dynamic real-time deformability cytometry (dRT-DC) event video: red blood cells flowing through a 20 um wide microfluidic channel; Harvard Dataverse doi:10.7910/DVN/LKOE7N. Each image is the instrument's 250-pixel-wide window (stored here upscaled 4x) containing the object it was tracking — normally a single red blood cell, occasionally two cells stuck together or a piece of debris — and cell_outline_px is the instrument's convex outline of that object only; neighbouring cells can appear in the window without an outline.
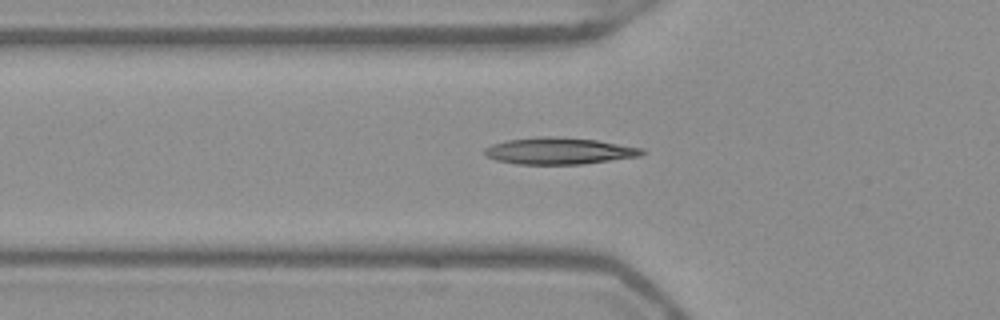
{"species": "Egyptian fruit bat (a non-hibernating species)", "species_latin": "Rousettus aegyptiacus", "temperature_condition": "warm", "stored_images_in_passage": 39, "camera_frame_rate_fps": 3000, "um_per_image_px": 0.085, "frame": {"image": 1, "passage_image": 10, "time_ms": 3.0, "image_size_px": [1000, 320], "cell_outline_px": [[648, 152], [640, 156], [580, 164], [516, 164], [496, 160], [484, 156], [484, 148], [492, 144], [508, 140], [536, 136], [548, 136], [596, 140], [644, 148]], "centroid_in_image_um": [47.51, 12.83], "position_along_channel_um": 78.3, "area_um2": 24.51}}
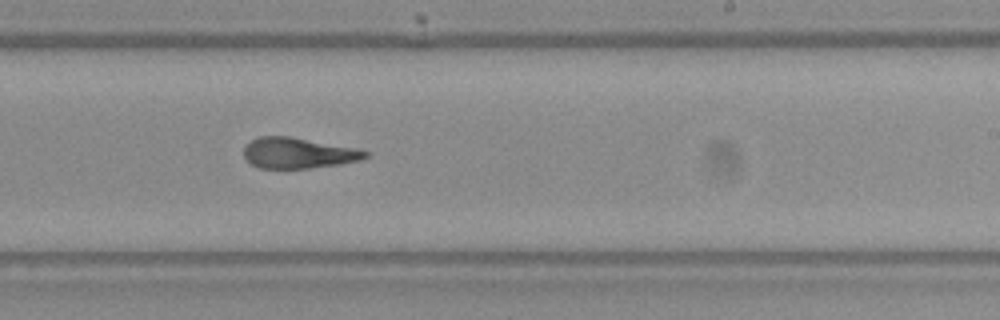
{"frame": {"image": 2, "passage_image": 24, "time_ms": 7.667, "image_size_px": [1000, 320], "cell_outline_px": [[368, 156], [360, 160], [340, 164], [308, 168], [260, 168], [252, 164], [244, 156], [244, 144], [260, 136], [292, 136], [356, 148], [368, 152]], "centroid_in_image_um": [25.34, 12.99], "position_along_channel_um": 263.7, "area_um2": 21.73}}
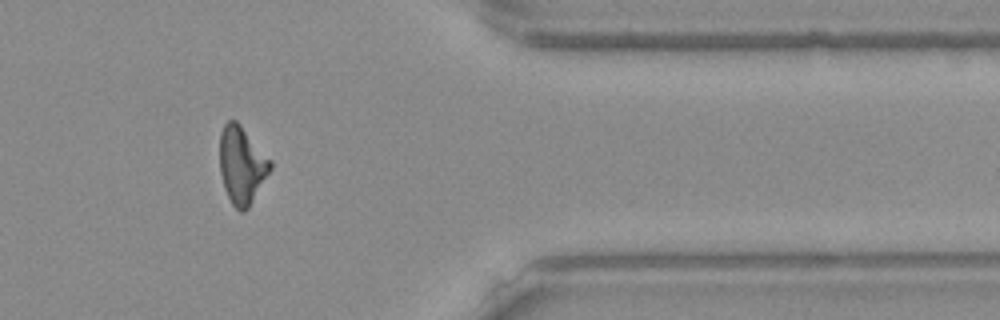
{"frame": {"image": 3, "passage_image": 35, "time_ms": 11.333, "image_size_px": [1000, 320], "cell_outline_px": [[272, 168], [248, 208], [244, 212], [240, 212], [232, 204], [224, 188], [220, 172], [220, 132], [224, 124], [228, 120], [236, 120], [240, 124], [272, 160]], "centroid_in_image_um": [20.55, 14.02], "position_along_channel_um": 390.8, "area_um2": 22.83}}